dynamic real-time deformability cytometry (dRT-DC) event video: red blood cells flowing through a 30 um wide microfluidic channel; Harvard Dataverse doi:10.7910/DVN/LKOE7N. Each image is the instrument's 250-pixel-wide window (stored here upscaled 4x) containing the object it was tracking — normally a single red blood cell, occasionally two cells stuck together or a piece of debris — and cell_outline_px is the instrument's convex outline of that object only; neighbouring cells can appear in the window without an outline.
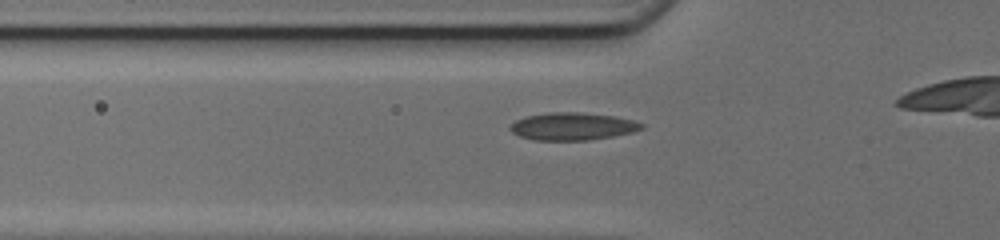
{"species": "common noctule bat (a hibernating species)", "species_latin": "Nyctalus noctula", "temperature_condition": "cold", "stored_images_in_passage": 30, "camera_frame_rate_fps": 3000, "um_per_image_px": 0.085, "animal": {"sex": "female", "body_mass_g": 17.0, "forearm_length_mm": 48.0}, "frame": {"image": 1, "passage_image": 5, "time_ms": 1.333, "image_size_px": [1000, 240], "cell_outline_px": [[644, 128], [632, 132], [612, 136], [588, 140], [532, 140], [520, 136], [512, 132], [508, 128], [516, 120], [524, 116], [548, 112], [580, 112], [612, 116], [632, 120], [644, 124]], "centroid_in_image_um": [48.63, 10.74], "position_along_channel_um": 77.2, "area_um2": 21.04}}
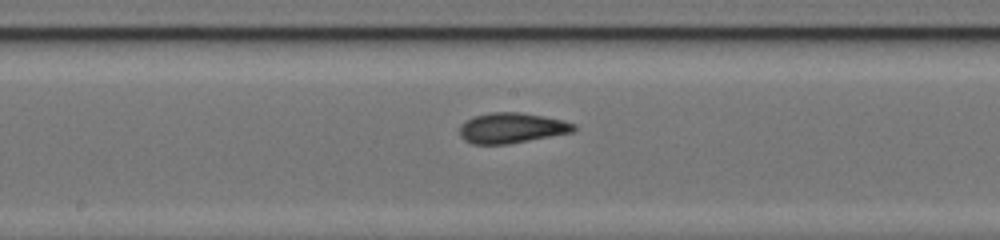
{"frame": {"image": 2, "passage_image": 14, "time_ms": 4.333, "image_size_px": [1000, 240], "cell_outline_px": [[576, 128], [572, 132], [508, 144], [472, 144], [464, 140], [460, 136], [460, 124], [472, 116], [488, 112], [520, 112], [544, 116], [564, 120], [576, 124]], "centroid_in_image_um": [43.46, 10.86], "position_along_channel_um": 204.7, "area_um2": 20.35}}
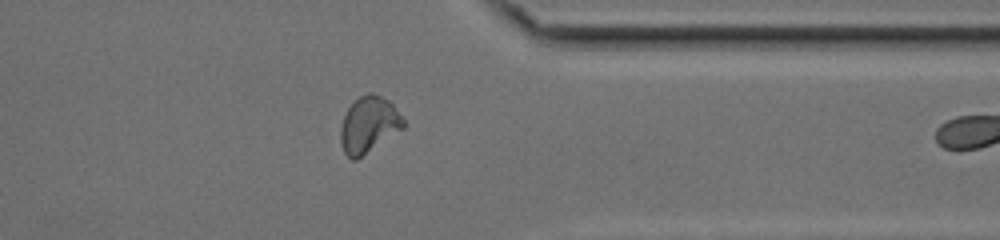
{"frame": {"image": 3, "passage_image": 27, "time_ms": 8.667, "image_size_px": [1000, 240], "cell_outline_px": [[404, 128], [356, 160], [352, 160], [344, 152], [340, 144], [340, 128], [344, 116], [348, 108], [360, 96], [368, 92], [372, 92], [388, 100], [392, 104], [404, 120]], "centroid_in_image_um": [31.33, 10.61], "position_along_channel_um": 380.1, "area_um2": 20.4}, "authors_computed_cell_mechanics": {"area_um2": 19.9988, "velocity_mm_per_s": 4.2123, "shape_relaxation_time_tau1_ms": 4.5654, "shape_relaxation_time_tau2_ms": 1.4971, "deformation_change_tau1": 0.1301, "deformation_change_tau2": 0.0508}}